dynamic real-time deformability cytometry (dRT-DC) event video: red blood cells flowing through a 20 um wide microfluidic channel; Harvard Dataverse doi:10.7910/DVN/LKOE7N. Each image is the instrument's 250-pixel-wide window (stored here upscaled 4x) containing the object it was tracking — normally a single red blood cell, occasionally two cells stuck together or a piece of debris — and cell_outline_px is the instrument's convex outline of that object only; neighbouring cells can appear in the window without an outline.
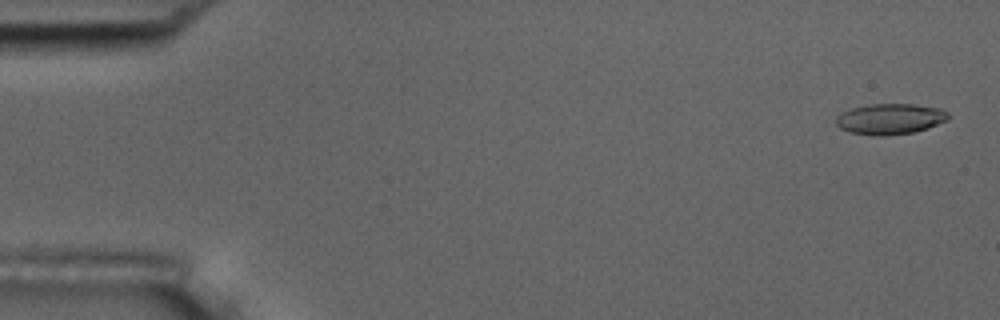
{"species": "common noctule bat (a hibernating species)", "species_latin": "Nyctalus noctula", "temperature_condition": "room temperature", "stored_images_in_passage": 55, "camera_frame_rate_fps": 3000, "um_per_image_px": 0.085, "animal": {"sex": "male", "body_mass_g": 17.5, "forearm_length_mm": 52.3}, "frame": {"image": 1, "passage_image": 2, "time_ms": 0.333, "image_size_px": [1000, 320], "cell_outline_px": [[948, 120], [928, 128], [912, 132], [888, 136], [876, 136], [848, 132], [840, 128], [836, 124], [836, 116], [852, 108], [868, 104], [916, 104], [936, 108], [948, 112]], "centroid_in_image_um": [75.64, 10.12], "position_along_channel_um": 9.4, "area_um2": 20.11}}
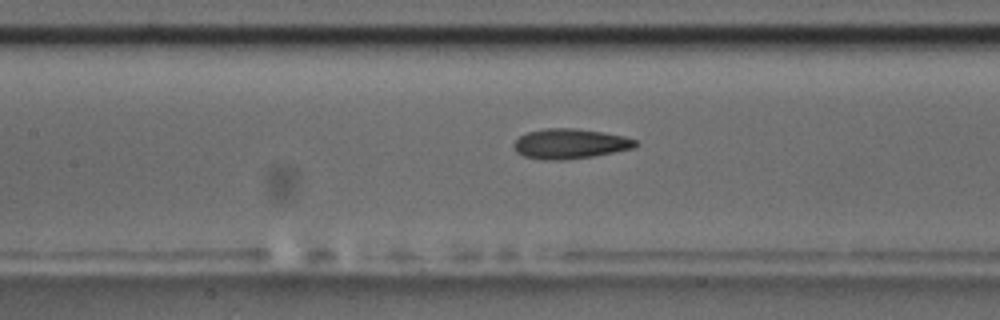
{"frame": {"image": 2, "passage_image": 25, "time_ms": 8.0, "image_size_px": [1000, 320], "cell_outline_px": [[636, 144], [632, 148], [592, 156], [560, 160], [544, 160], [524, 156], [516, 152], [512, 144], [520, 136], [528, 132], [544, 128], [572, 128], [600, 132], [624, 136], [636, 140]], "centroid_in_image_um": [48.38, 12.22], "position_along_channel_um": 159.0, "area_um2": 20.92}}
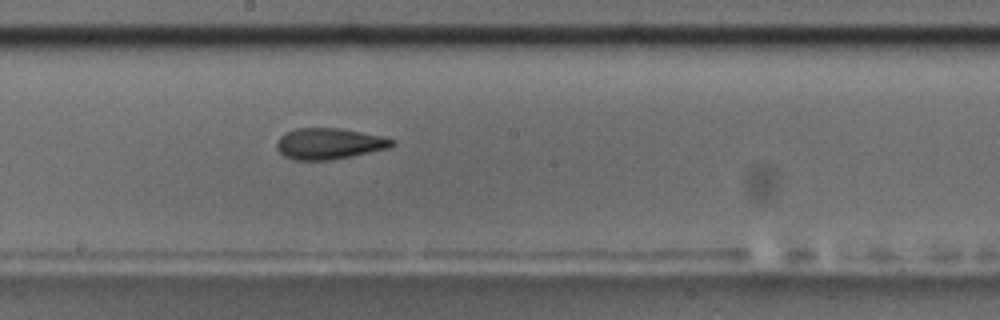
{"frame": {"image": 3, "passage_image": 30, "time_ms": 9.667, "image_size_px": [1000, 320], "cell_outline_px": [[396, 144], [388, 148], [352, 156], [328, 160], [292, 160], [284, 156], [276, 148], [276, 144], [280, 136], [284, 132], [296, 128], [340, 128], [384, 136], [396, 140]], "centroid_in_image_um": [27.98, 12.2], "position_along_channel_um": 220.2, "area_um2": 21.1}, "authors_computed_cell_mechanics": {"area_um2": 20.6924, "velocity_mm_per_s": 3.7031, "shape_relaxation_time_tau1_ms": 5.6704, "shape_relaxation_time_tau2_ms": 2.6354, "deformation_change_tau1": 0.176, "deformation_change_tau2": 0.1209}}